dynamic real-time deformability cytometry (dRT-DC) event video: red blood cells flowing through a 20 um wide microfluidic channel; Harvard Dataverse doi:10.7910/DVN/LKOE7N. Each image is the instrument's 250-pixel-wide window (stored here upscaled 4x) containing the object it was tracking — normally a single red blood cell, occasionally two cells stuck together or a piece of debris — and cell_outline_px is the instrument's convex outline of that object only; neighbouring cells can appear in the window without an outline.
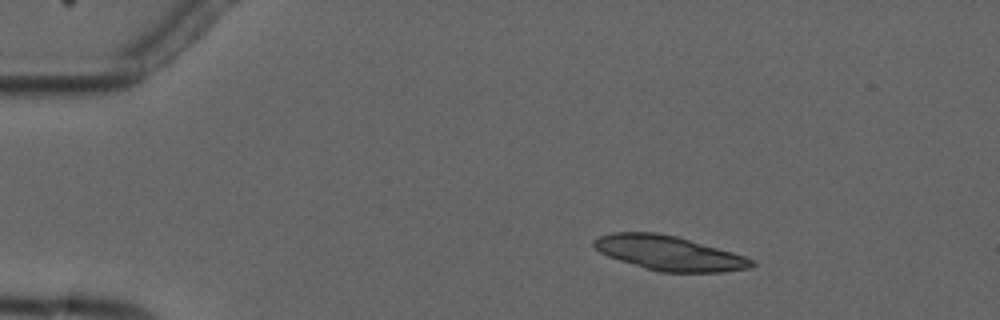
{"species": "common noctule bat (a hibernating species)", "species_latin": "Nyctalus noctula", "temperature_condition": "cold", "stored_images_in_passage": 4, "camera_frame_rate_fps": 3000, "um_per_image_px": 0.085, "animal": {"sex": "male", "forearm_length_mm": 52.5}, "frame": {"image": 1, "passage_image": 2, "time_ms": 1.333, "image_size_px": [1000, 320], "cell_outline_px": [[756, 264], [752, 268], [724, 272], [660, 272], [644, 268], [608, 256], [600, 252], [592, 244], [592, 240], [600, 236], [612, 232], [656, 232], [676, 236], [732, 252], [756, 260]], "centroid_in_image_um": [56.89, 21.52], "position_along_channel_um": 28.1, "area_um2": 31.73}}